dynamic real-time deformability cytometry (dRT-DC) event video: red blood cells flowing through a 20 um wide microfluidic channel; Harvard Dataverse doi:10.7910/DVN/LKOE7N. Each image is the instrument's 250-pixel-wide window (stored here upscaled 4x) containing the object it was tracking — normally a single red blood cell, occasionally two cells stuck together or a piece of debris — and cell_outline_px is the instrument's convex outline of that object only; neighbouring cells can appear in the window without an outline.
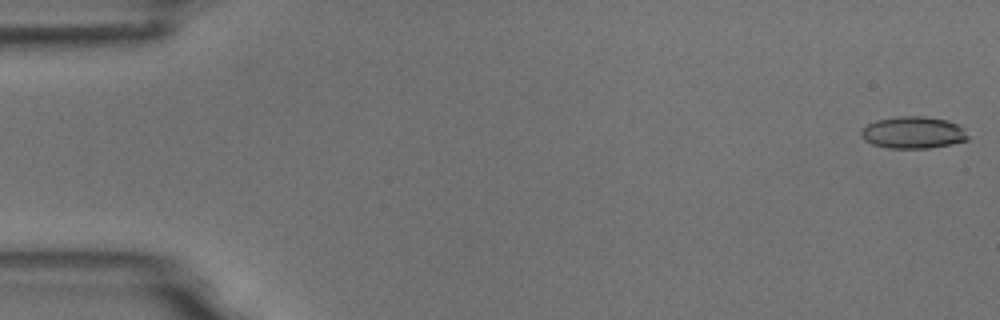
{"species": "common noctule bat (a hibernating species)", "species_latin": "Nyctalus noctula", "temperature_condition": "room temperature", "stored_images_in_passage": 54, "camera_frame_rate_fps": 3000, "um_per_image_px": 0.085, "animal": {"sex": "male", "body_mass_g": 18.8}, "frame": {"image": 1, "passage_image": 1, "time_ms": 0.0, "image_size_px": [1000, 320], "cell_outline_px": [[968, 140], [952, 144], [928, 148], [888, 148], [872, 144], [864, 140], [860, 136], [860, 132], [868, 124], [876, 120], [896, 116], [924, 116], [948, 120], [960, 124], [964, 128], [968, 136]], "centroid_in_image_um": [77.64, 11.26], "position_along_channel_um": 7.4, "area_um2": 20.11}}
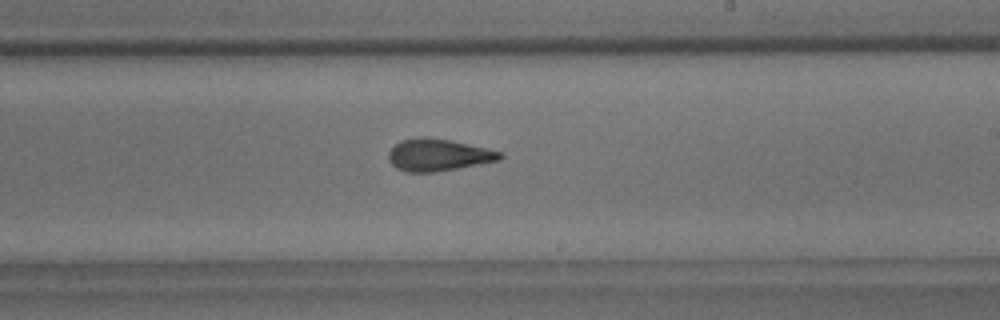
{"frame": {"image": 2, "passage_image": 32, "time_ms": 10.333, "image_size_px": [1000, 320], "cell_outline_px": [[504, 156], [500, 160], [436, 172], [404, 172], [396, 168], [388, 160], [388, 152], [400, 140], [452, 140], [488, 148], [504, 152]], "centroid_in_image_um": [37.31, 13.21], "position_along_channel_um": 251.7, "area_um2": 20.35}}
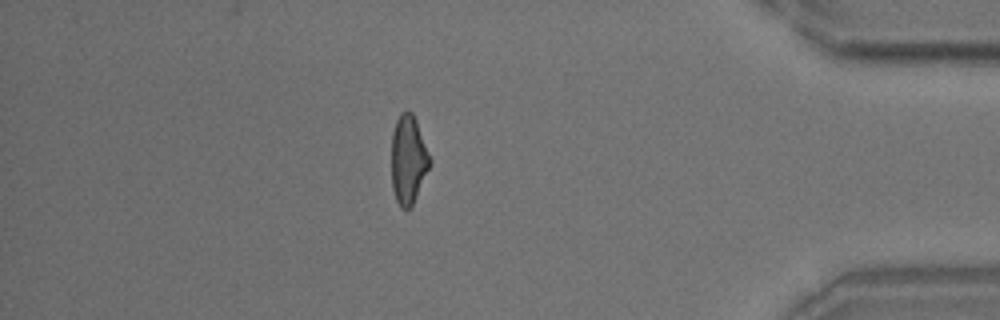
{"frame": {"image": 3, "passage_image": 47, "time_ms": 15.333, "image_size_px": [1000, 320], "cell_outline_px": [[432, 160], [412, 204], [408, 208], [400, 208], [396, 200], [392, 188], [392, 132], [396, 120], [400, 112], [408, 108], [412, 112], [416, 120]], "centroid_in_image_um": [34.69, 13.5], "position_along_channel_um": 400.5, "area_um2": 19.71}, "authors_computed_cell_mechanics": {"area_um2": 20.6346, "velocity_mm_per_s": 3.7396, "shape_relaxation_time_tau1_ms": 10.2896, "shape_relaxation_time_tau2_ms": 2.2277, "deformation_change_tau1": 0.2269, "deformation_change_tau2": 0.1097}}